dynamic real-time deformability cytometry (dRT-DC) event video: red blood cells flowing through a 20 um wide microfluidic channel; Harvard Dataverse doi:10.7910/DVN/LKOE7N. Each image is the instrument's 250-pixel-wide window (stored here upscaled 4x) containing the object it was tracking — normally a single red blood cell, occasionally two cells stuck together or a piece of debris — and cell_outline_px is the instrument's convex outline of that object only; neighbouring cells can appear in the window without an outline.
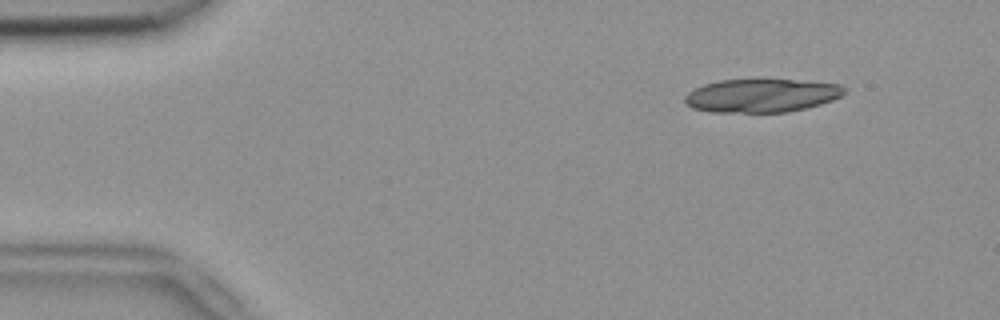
{"species": "common noctule bat (a hibernating species)", "species_latin": "Nyctalus noctula", "temperature_condition": "room temperature", "stored_images_in_passage": 18, "camera_frame_rate_fps": 3000, "um_per_image_px": 0.085, "animal": {"sex": "female", "body_mass_g": 18.4}, "frame": {"image": 1, "passage_image": 6, "time_ms": 1.667, "image_size_px": [1000, 320], "cell_outline_px": [[848, 92], [832, 100], [820, 104], [788, 112], [708, 112], [692, 108], [684, 104], [684, 96], [688, 92], [704, 84], [720, 80], [760, 76], [840, 84]], "centroid_in_image_um": [64.7, 8.07], "position_along_channel_um": 20.3, "area_um2": 32.25}}